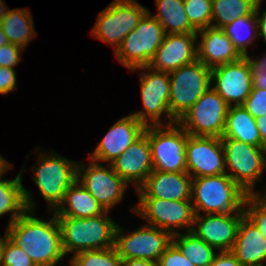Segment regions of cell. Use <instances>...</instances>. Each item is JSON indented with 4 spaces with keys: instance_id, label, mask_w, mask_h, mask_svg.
<instances>
[{
    "instance_id": "6da1fadb",
    "label": "cell",
    "mask_w": 266,
    "mask_h": 266,
    "mask_svg": "<svg viewBox=\"0 0 266 266\" xmlns=\"http://www.w3.org/2000/svg\"><path fill=\"white\" fill-rule=\"evenodd\" d=\"M51 213L50 220H45L26 210L5 230L7 238L23 249L37 266H56L66 257L58 219Z\"/></svg>"
},
{
    "instance_id": "7a4b0ae2",
    "label": "cell",
    "mask_w": 266,
    "mask_h": 266,
    "mask_svg": "<svg viewBox=\"0 0 266 266\" xmlns=\"http://www.w3.org/2000/svg\"><path fill=\"white\" fill-rule=\"evenodd\" d=\"M247 194L226 173L192 178L191 202L195 215L244 214Z\"/></svg>"
},
{
    "instance_id": "3957f363",
    "label": "cell",
    "mask_w": 266,
    "mask_h": 266,
    "mask_svg": "<svg viewBox=\"0 0 266 266\" xmlns=\"http://www.w3.org/2000/svg\"><path fill=\"white\" fill-rule=\"evenodd\" d=\"M110 211L89 218L57 217L65 256L87 250L111 248L115 244L118 226L110 216Z\"/></svg>"
},
{
    "instance_id": "277c9868",
    "label": "cell",
    "mask_w": 266,
    "mask_h": 266,
    "mask_svg": "<svg viewBox=\"0 0 266 266\" xmlns=\"http://www.w3.org/2000/svg\"><path fill=\"white\" fill-rule=\"evenodd\" d=\"M32 166L33 181L47 202L48 211L54 212L62 203L68 187L77 179L78 162L56 153L42 151Z\"/></svg>"
},
{
    "instance_id": "5b68a950",
    "label": "cell",
    "mask_w": 266,
    "mask_h": 266,
    "mask_svg": "<svg viewBox=\"0 0 266 266\" xmlns=\"http://www.w3.org/2000/svg\"><path fill=\"white\" fill-rule=\"evenodd\" d=\"M169 111L177 122L212 86L211 68L198 59L169 72Z\"/></svg>"
},
{
    "instance_id": "8992f818",
    "label": "cell",
    "mask_w": 266,
    "mask_h": 266,
    "mask_svg": "<svg viewBox=\"0 0 266 266\" xmlns=\"http://www.w3.org/2000/svg\"><path fill=\"white\" fill-rule=\"evenodd\" d=\"M131 71H139L140 73V97L143 105L142 110L135 111L132 115L145 127L176 123L169 111V73L157 72L149 66L139 67ZM161 118L166 123L162 122L163 120Z\"/></svg>"
},
{
    "instance_id": "52a82bcc",
    "label": "cell",
    "mask_w": 266,
    "mask_h": 266,
    "mask_svg": "<svg viewBox=\"0 0 266 266\" xmlns=\"http://www.w3.org/2000/svg\"><path fill=\"white\" fill-rule=\"evenodd\" d=\"M221 140L225 154L226 174L247 194H259L255 190V183L262 181V174L266 171V149L235 139Z\"/></svg>"
},
{
    "instance_id": "ba28073f",
    "label": "cell",
    "mask_w": 266,
    "mask_h": 266,
    "mask_svg": "<svg viewBox=\"0 0 266 266\" xmlns=\"http://www.w3.org/2000/svg\"><path fill=\"white\" fill-rule=\"evenodd\" d=\"M166 33L148 12L114 51L115 57L129 70L149 66Z\"/></svg>"
},
{
    "instance_id": "9c48e42d",
    "label": "cell",
    "mask_w": 266,
    "mask_h": 266,
    "mask_svg": "<svg viewBox=\"0 0 266 266\" xmlns=\"http://www.w3.org/2000/svg\"><path fill=\"white\" fill-rule=\"evenodd\" d=\"M147 12L136 0H114L98 13L91 35L116 51Z\"/></svg>"
},
{
    "instance_id": "30bf717a",
    "label": "cell",
    "mask_w": 266,
    "mask_h": 266,
    "mask_svg": "<svg viewBox=\"0 0 266 266\" xmlns=\"http://www.w3.org/2000/svg\"><path fill=\"white\" fill-rule=\"evenodd\" d=\"M153 169L161 172H187V132L176 122L148 126Z\"/></svg>"
},
{
    "instance_id": "8fae6325",
    "label": "cell",
    "mask_w": 266,
    "mask_h": 266,
    "mask_svg": "<svg viewBox=\"0 0 266 266\" xmlns=\"http://www.w3.org/2000/svg\"><path fill=\"white\" fill-rule=\"evenodd\" d=\"M172 237L170 232L149 224L128 233L118 224L114 246L122 260L142 259L158 262L172 243Z\"/></svg>"
},
{
    "instance_id": "7c38bea8",
    "label": "cell",
    "mask_w": 266,
    "mask_h": 266,
    "mask_svg": "<svg viewBox=\"0 0 266 266\" xmlns=\"http://www.w3.org/2000/svg\"><path fill=\"white\" fill-rule=\"evenodd\" d=\"M146 224L170 232L180 229L191 231L194 222V209L191 200H163L159 198H138V204L131 207Z\"/></svg>"
},
{
    "instance_id": "4fadbf2b",
    "label": "cell",
    "mask_w": 266,
    "mask_h": 266,
    "mask_svg": "<svg viewBox=\"0 0 266 266\" xmlns=\"http://www.w3.org/2000/svg\"><path fill=\"white\" fill-rule=\"evenodd\" d=\"M229 105L210 87L177 123L193 136L222 137Z\"/></svg>"
},
{
    "instance_id": "5bb4252c",
    "label": "cell",
    "mask_w": 266,
    "mask_h": 266,
    "mask_svg": "<svg viewBox=\"0 0 266 266\" xmlns=\"http://www.w3.org/2000/svg\"><path fill=\"white\" fill-rule=\"evenodd\" d=\"M88 166L77 164V181L92 194L105 211H110L124 198L129 185L112 169L89 159Z\"/></svg>"
},
{
    "instance_id": "9a60e30c",
    "label": "cell",
    "mask_w": 266,
    "mask_h": 266,
    "mask_svg": "<svg viewBox=\"0 0 266 266\" xmlns=\"http://www.w3.org/2000/svg\"><path fill=\"white\" fill-rule=\"evenodd\" d=\"M254 62L250 56L211 68V86L229 106H240L253 88Z\"/></svg>"
},
{
    "instance_id": "2e32d148",
    "label": "cell",
    "mask_w": 266,
    "mask_h": 266,
    "mask_svg": "<svg viewBox=\"0 0 266 266\" xmlns=\"http://www.w3.org/2000/svg\"><path fill=\"white\" fill-rule=\"evenodd\" d=\"M186 169L192 178L226 173L225 154L220 137L187 133Z\"/></svg>"
},
{
    "instance_id": "e0dca14e",
    "label": "cell",
    "mask_w": 266,
    "mask_h": 266,
    "mask_svg": "<svg viewBox=\"0 0 266 266\" xmlns=\"http://www.w3.org/2000/svg\"><path fill=\"white\" fill-rule=\"evenodd\" d=\"M145 130V126L132 114L114 123L97 144L88 159L110 164L117 159Z\"/></svg>"
},
{
    "instance_id": "ac0fdd59",
    "label": "cell",
    "mask_w": 266,
    "mask_h": 266,
    "mask_svg": "<svg viewBox=\"0 0 266 266\" xmlns=\"http://www.w3.org/2000/svg\"><path fill=\"white\" fill-rule=\"evenodd\" d=\"M245 214L195 215L191 232L214 247L217 252L231 251L238 226Z\"/></svg>"
},
{
    "instance_id": "d6986e66",
    "label": "cell",
    "mask_w": 266,
    "mask_h": 266,
    "mask_svg": "<svg viewBox=\"0 0 266 266\" xmlns=\"http://www.w3.org/2000/svg\"><path fill=\"white\" fill-rule=\"evenodd\" d=\"M110 165L128 185H135L136 190L144 183L154 170L148 141V126L145 127L144 133Z\"/></svg>"
},
{
    "instance_id": "ffe728a7",
    "label": "cell",
    "mask_w": 266,
    "mask_h": 266,
    "mask_svg": "<svg viewBox=\"0 0 266 266\" xmlns=\"http://www.w3.org/2000/svg\"><path fill=\"white\" fill-rule=\"evenodd\" d=\"M196 33L166 34L149 67L157 72H171L197 60Z\"/></svg>"
},
{
    "instance_id": "44dd1931",
    "label": "cell",
    "mask_w": 266,
    "mask_h": 266,
    "mask_svg": "<svg viewBox=\"0 0 266 266\" xmlns=\"http://www.w3.org/2000/svg\"><path fill=\"white\" fill-rule=\"evenodd\" d=\"M192 177L187 172L153 170L136 190L138 198L191 200Z\"/></svg>"
},
{
    "instance_id": "7402d4cb",
    "label": "cell",
    "mask_w": 266,
    "mask_h": 266,
    "mask_svg": "<svg viewBox=\"0 0 266 266\" xmlns=\"http://www.w3.org/2000/svg\"><path fill=\"white\" fill-rule=\"evenodd\" d=\"M196 34L201 37L197 40V59L205 66L213 68L235 62L242 57L223 29L209 26Z\"/></svg>"
},
{
    "instance_id": "603a6c76",
    "label": "cell",
    "mask_w": 266,
    "mask_h": 266,
    "mask_svg": "<svg viewBox=\"0 0 266 266\" xmlns=\"http://www.w3.org/2000/svg\"><path fill=\"white\" fill-rule=\"evenodd\" d=\"M231 253L242 266L266 264V238L246 215L239 223Z\"/></svg>"
},
{
    "instance_id": "cb8c5ba5",
    "label": "cell",
    "mask_w": 266,
    "mask_h": 266,
    "mask_svg": "<svg viewBox=\"0 0 266 266\" xmlns=\"http://www.w3.org/2000/svg\"><path fill=\"white\" fill-rule=\"evenodd\" d=\"M11 164L0 174V218L10 213L8 226L11 225L26 210L36 211L33 194L22 185V167L15 178L2 179L10 171Z\"/></svg>"
},
{
    "instance_id": "d4e9b609",
    "label": "cell",
    "mask_w": 266,
    "mask_h": 266,
    "mask_svg": "<svg viewBox=\"0 0 266 266\" xmlns=\"http://www.w3.org/2000/svg\"><path fill=\"white\" fill-rule=\"evenodd\" d=\"M105 210L77 180L67 189L62 203L54 211L56 217L89 218Z\"/></svg>"
},
{
    "instance_id": "484cf974",
    "label": "cell",
    "mask_w": 266,
    "mask_h": 266,
    "mask_svg": "<svg viewBox=\"0 0 266 266\" xmlns=\"http://www.w3.org/2000/svg\"><path fill=\"white\" fill-rule=\"evenodd\" d=\"M221 139H235L262 147L256 119L242 106H229L226 125Z\"/></svg>"
},
{
    "instance_id": "4316f807",
    "label": "cell",
    "mask_w": 266,
    "mask_h": 266,
    "mask_svg": "<svg viewBox=\"0 0 266 266\" xmlns=\"http://www.w3.org/2000/svg\"><path fill=\"white\" fill-rule=\"evenodd\" d=\"M29 11L25 8L9 9L0 22L8 41L22 47L24 50L37 34L33 16Z\"/></svg>"
},
{
    "instance_id": "83f0119b",
    "label": "cell",
    "mask_w": 266,
    "mask_h": 266,
    "mask_svg": "<svg viewBox=\"0 0 266 266\" xmlns=\"http://www.w3.org/2000/svg\"><path fill=\"white\" fill-rule=\"evenodd\" d=\"M155 5L157 14L152 15L149 9L148 13L157 19L166 34L197 32L187 18L184 0H155Z\"/></svg>"
},
{
    "instance_id": "f1b7e54d",
    "label": "cell",
    "mask_w": 266,
    "mask_h": 266,
    "mask_svg": "<svg viewBox=\"0 0 266 266\" xmlns=\"http://www.w3.org/2000/svg\"><path fill=\"white\" fill-rule=\"evenodd\" d=\"M172 242L179 248L182 254L195 266H210L217 250L197 237L193 232L188 231L174 234Z\"/></svg>"
},
{
    "instance_id": "f546056e",
    "label": "cell",
    "mask_w": 266,
    "mask_h": 266,
    "mask_svg": "<svg viewBox=\"0 0 266 266\" xmlns=\"http://www.w3.org/2000/svg\"><path fill=\"white\" fill-rule=\"evenodd\" d=\"M257 4L258 0H212L211 26L222 29L239 17L252 15Z\"/></svg>"
},
{
    "instance_id": "4dcf8cb0",
    "label": "cell",
    "mask_w": 266,
    "mask_h": 266,
    "mask_svg": "<svg viewBox=\"0 0 266 266\" xmlns=\"http://www.w3.org/2000/svg\"><path fill=\"white\" fill-rule=\"evenodd\" d=\"M242 57H248V46L258 39L256 13L235 19L222 28Z\"/></svg>"
},
{
    "instance_id": "1f68e13d",
    "label": "cell",
    "mask_w": 266,
    "mask_h": 266,
    "mask_svg": "<svg viewBox=\"0 0 266 266\" xmlns=\"http://www.w3.org/2000/svg\"><path fill=\"white\" fill-rule=\"evenodd\" d=\"M71 266H122L115 246L101 250H87L70 258Z\"/></svg>"
},
{
    "instance_id": "d6a6232c",
    "label": "cell",
    "mask_w": 266,
    "mask_h": 266,
    "mask_svg": "<svg viewBox=\"0 0 266 266\" xmlns=\"http://www.w3.org/2000/svg\"><path fill=\"white\" fill-rule=\"evenodd\" d=\"M190 25L196 30L211 26L212 0H184Z\"/></svg>"
},
{
    "instance_id": "836d02e7",
    "label": "cell",
    "mask_w": 266,
    "mask_h": 266,
    "mask_svg": "<svg viewBox=\"0 0 266 266\" xmlns=\"http://www.w3.org/2000/svg\"><path fill=\"white\" fill-rule=\"evenodd\" d=\"M244 214L266 238V194L248 195L244 203Z\"/></svg>"
},
{
    "instance_id": "e575fe53",
    "label": "cell",
    "mask_w": 266,
    "mask_h": 266,
    "mask_svg": "<svg viewBox=\"0 0 266 266\" xmlns=\"http://www.w3.org/2000/svg\"><path fill=\"white\" fill-rule=\"evenodd\" d=\"M2 266H37L29 255L10 241L5 232L3 237Z\"/></svg>"
},
{
    "instance_id": "d590c367",
    "label": "cell",
    "mask_w": 266,
    "mask_h": 266,
    "mask_svg": "<svg viewBox=\"0 0 266 266\" xmlns=\"http://www.w3.org/2000/svg\"><path fill=\"white\" fill-rule=\"evenodd\" d=\"M255 119L266 112V89L253 86L250 95L242 105Z\"/></svg>"
},
{
    "instance_id": "8d00e7d4",
    "label": "cell",
    "mask_w": 266,
    "mask_h": 266,
    "mask_svg": "<svg viewBox=\"0 0 266 266\" xmlns=\"http://www.w3.org/2000/svg\"><path fill=\"white\" fill-rule=\"evenodd\" d=\"M158 266H195L172 242L157 262Z\"/></svg>"
},
{
    "instance_id": "74e56055",
    "label": "cell",
    "mask_w": 266,
    "mask_h": 266,
    "mask_svg": "<svg viewBox=\"0 0 266 266\" xmlns=\"http://www.w3.org/2000/svg\"><path fill=\"white\" fill-rule=\"evenodd\" d=\"M24 49L16 44L8 43L0 47V67L14 68L20 63Z\"/></svg>"
},
{
    "instance_id": "f35d334b",
    "label": "cell",
    "mask_w": 266,
    "mask_h": 266,
    "mask_svg": "<svg viewBox=\"0 0 266 266\" xmlns=\"http://www.w3.org/2000/svg\"><path fill=\"white\" fill-rule=\"evenodd\" d=\"M16 71L14 68L0 67V94L13 92L16 87Z\"/></svg>"
},
{
    "instance_id": "ab89813d",
    "label": "cell",
    "mask_w": 266,
    "mask_h": 266,
    "mask_svg": "<svg viewBox=\"0 0 266 266\" xmlns=\"http://www.w3.org/2000/svg\"><path fill=\"white\" fill-rule=\"evenodd\" d=\"M210 266H242L231 251L218 252Z\"/></svg>"
},
{
    "instance_id": "60d3db41",
    "label": "cell",
    "mask_w": 266,
    "mask_h": 266,
    "mask_svg": "<svg viewBox=\"0 0 266 266\" xmlns=\"http://www.w3.org/2000/svg\"><path fill=\"white\" fill-rule=\"evenodd\" d=\"M261 6L262 2H258L255 11L257 19L258 38L259 36L262 37L266 43V9L262 12V14H260Z\"/></svg>"
},
{
    "instance_id": "b9f144b4",
    "label": "cell",
    "mask_w": 266,
    "mask_h": 266,
    "mask_svg": "<svg viewBox=\"0 0 266 266\" xmlns=\"http://www.w3.org/2000/svg\"><path fill=\"white\" fill-rule=\"evenodd\" d=\"M253 86L266 89V71L258 70L255 66L253 69Z\"/></svg>"
},
{
    "instance_id": "7bdbcfd3",
    "label": "cell",
    "mask_w": 266,
    "mask_h": 266,
    "mask_svg": "<svg viewBox=\"0 0 266 266\" xmlns=\"http://www.w3.org/2000/svg\"><path fill=\"white\" fill-rule=\"evenodd\" d=\"M256 123L261 135L262 147L266 149V112L263 117L256 119Z\"/></svg>"
},
{
    "instance_id": "ee69618b",
    "label": "cell",
    "mask_w": 266,
    "mask_h": 266,
    "mask_svg": "<svg viewBox=\"0 0 266 266\" xmlns=\"http://www.w3.org/2000/svg\"><path fill=\"white\" fill-rule=\"evenodd\" d=\"M122 266H158V263L142 259H127L122 260Z\"/></svg>"
},
{
    "instance_id": "f6af8a7d",
    "label": "cell",
    "mask_w": 266,
    "mask_h": 266,
    "mask_svg": "<svg viewBox=\"0 0 266 266\" xmlns=\"http://www.w3.org/2000/svg\"><path fill=\"white\" fill-rule=\"evenodd\" d=\"M261 55H262V57H258V56L256 58L252 57V60L254 62V66L258 70L266 71V54H261Z\"/></svg>"
},
{
    "instance_id": "bcb514c9",
    "label": "cell",
    "mask_w": 266,
    "mask_h": 266,
    "mask_svg": "<svg viewBox=\"0 0 266 266\" xmlns=\"http://www.w3.org/2000/svg\"><path fill=\"white\" fill-rule=\"evenodd\" d=\"M8 10L9 9H8L7 4H5V2L3 0H0V22L5 17V15L7 14Z\"/></svg>"
},
{
    "instance_id": "7dc6e473",
    "label": "cell",
    "mask_w": 266,
    "mask_h": 266,
    "mask_svg": "<svg viewBox=\"0 0 266 266\" xmlns=\"http://www.w3.org/2000/svg\"><path fill=\"white\" fill-rule=\"evenodd\" d=\"M8 43L10 42L8 41L7 36L4 34L2 27L0 25V47Z\"/></svg>"
},
{
    "instance_id": "c3c4849f",
    "label": "cell",
    "mask_w": 266,
    "mask_h": 266,
    "mask_svg": "<svg viewBox=\"0 0 266 266\" xmlns=\"http://www.w3.org/2000/svg\"><path fill=\"white\" fill-rule=\"evenodd\" d=\"M10 165V163L0 155V174Z\"/></svg>"
},
{
    "instance_id": "681fc988",
    "label": "cell",
    "mask_w": 266,
    "mask_h": 266,
    "mask_svg": "<svg viewBox=\"0 0 266 266\" xmlns=\"http://www.w3.org/2000/svg\"><path fill=\"white\" fill-rule=\"evenodd\" d=\"M3 236L0 235V266H2Z\"/></svg>"
}]
</instances>
